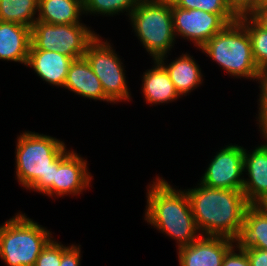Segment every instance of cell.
<instances>
[{
  "label": "cell",
  "instance_id": "6da1fadb",
  "mask_svg": "<svg viewBox=\"0 0 267 266\" xmlns=\"http://www.w3.org/2000/svg\"><path fill=\"white\" fill-rule=\"evenodd\" d=\"M151 182L146 186L144 220L175 240L177 249L190 245L201 233L194 220L186 190L174 188L160 176Z\"/></svg>",
  "mask_w": 267,
  "mask_h": 266
},
{
  "label": "cell",
  "instance_id": "7a4b0ae2",
  "mask_svg": "<svg viewBox=\"0 0 267 266\" xmlns=\"http://www.w3.org/2000/svg\"><path fill=\"white\" fill-rule=\"evenodd\" d=\"M185 190L201 235L237 238L250 205L242 190L210 188L200 182Z\"/></svg>",
  "mask_w": 267,
  "mask_h": 266
},
{
  "label": "cell",
  "instance_id": "3957f363",
  "mask_svg": "<svg viewBox=\"0 0 267 266\" xmlns=\"http://www.w3.org/2000/svg\"><path fill=\"white\" fill-rule=\"evenodd\" d=\"M66 150L65 142L56 137L29 130L20 133L14 158L20 187L52 198L55 161Z\"/></svg>",
  "mask_w": 267,
  "mask_h": 266
},
{
  "label": "cell",
  "instance_id": "277c9868",
  "mask_svg": "<svg viewBox=\"0 0 267 266\" xmlns=\"http://www.w3.org/2000/svg\"><path fill=\"white\" fill-rule=\"evenodd\" d=\"M215 61L229 76L257 81L261 70L257 67L247 29L237 20L209 39L200 49Z\"/></svg>",
  "mask_w": 267,
  "mask_h": 266
},
{
  "label": "cell",
  "instance_id": "5b68a950",
  "mask_svg": "<svg viewBox=\"0 0 267 266\" xmlns=\"http://www.w3.org/2000/svg\"><path fill=\"white\" fill-rule=\"evenodd\" d=\"M52 238L50 229L17 212L0 224V259L6 266H35Z\"/></svg>",
  "mask_w": 267,
  "mask_h": 266
},
{
  "label": "cell",
  "instance_id": "8992f818",
  "mask_svg": "<svg viewBox=\"0 0 267 266\" xmlns=\"http://www.w3.org/2000/svg\"><path fill=\"white\" fill-rule=\"evenodd\" d=\"M128 20L152 60L166 56L176 44L170 0H140Z\"/></svg>",
  "mask_w": 267,
  "mask_h": 266
},
{
  "label": "cell",
  "instance_id": "52a82bcc",
  "mask_svg": "<svg viewBox=\"0 0 267 266\" xmlns=\"http://www.w3.org/2000/svg\"><path fill=\"white\" fill-rule=\"evenodd\" d=\"M99 34L87 46L85 57L92 67L94 74L102 84L105 96L112 102L131 101V91L126 80V70L120 55L115 51L113 43L103 40Z\"/></svg>",
  "mask_w": 267,
  "mask_h": 266
},
{
  "label": "cell",
  "instance_id": "ba28073f",
  "mask_svg": "<svg viewBox=\"0 0 267 266\" xmlns=\"http://www.w3.org/2000/svg\"><path fill=\"white\" fill-rule=\"evenodd\" d=\"M84 23L48 24L36 21L31 28V45L38 50L59 52L73 59L83 57L97 33Z\"/></svg>",
  "mask_w": 267,
  "mask_h": 266
},
{
  "label": "cell",
  "instance_id": "9c48e42d",
  "mask_svg": "<svg viewBox=\"0 0 267 266\" xmlns=\"http://www.w3.org/2000/svg\"><path fill=\"white\" fill-rule=\"evenodd\" d=\"M172 22L179 36L200 49L209 39L238 18L234 14H212L200 9H182L171 2Z\"/></svg>",
  "mask_w": 267,
  "mask_h": 266
},
{
  "label": "cell",
  "instance_id": "30bf717a",
  "mask_svg": "<svg viewBox=\"0 0 267 266\" xmlns=\"http://www.w3.org/2000/svg\"><path fill=\"white\" fill-rule=\"evenodd\" d=\"M209 161L200 183L210 188L242 190L244 182V147L228 144Z\"/></svg>",
  "mask_w": 267,
  "mask_h": 266
},
{
  "label": "cell",
  "instance_id": "8fae6325",
  "mask_svg": "<svg viewBox=\"0 0 267 266\" xmlns=\"http://www.w3.org/2000/svg\"><path fill=\"white\" fill-rule=\"evenodd\" d=\"M85 159L75 150H66L55 161V175L53 180V197L78 196L86 192L91 186V172Z\"/></svg>",
  "mask_w": 267,
  "mask_h": 266
},
{
  "label": "cell",
  "instance_id": "7c38bea8",
  "mask_svg": "<svg viewBox=\"0 0 267 266\" xmlns=\"http://www.w3.org/2000/svg\"><path fill=\"white\" fill-rule=\"evenodd\" d=\"M261 137L264 143L253 151L244 148L243 170L248 177H244L242 191L250 205H261L267 199V133Z\"/></svg>",
  "mask_w": 267,
  "mask_h": 266
},
{
  "label": "cell",
  "instance_id": "4fadbf2b",
  "mask_svg": "<svg viewBox=\"0 0 267 266\" xmlns=\"http://www.w3.org/2000/svg\"><path fill=\"white\" fill-rule=\"evenodd\" d=\"M235 245V240L201 235L188 246L177 250L179 266H222L224 256Z\"/></svg>",
  "mask_w": 267,
  "mask_h": 266
},
{
  "label": "cell",
  "instance_id": "5bb4252c",
  "mask_svg": "<svg viewBox=\"0 0 267 266\" xmlns=\"http://www.w3.org/2000/svg\"><path fill=\"white\" fill-rule=\"evenodd\" d=\"M73 60L59 52L38 50L31 45L26 68H32L34 73L47 84L63 88Z\"/></svg>",
  "mask_w": 267,
  "mask_h": 266
},
{
  "label": "cell",
  "instance_id": "9a60e30c",
  "mask_svg": "<svg viewBox=\"0 0 267 266\" xmlns=\"http://www.w3.org/2000/svg\"><path fill=\"white\" fill-rule=\"evenodd\" d=\"M65 89L85 99L112 103L105 96L102 84L85 56L76 58L71 63L64 84Z\"/></svg>",
  "mask_w": 267,
  "mask_h": 266
},
{
  "label": "cell",
  "instance_id": "2e32d148",
  "mask_svg": "<svg viewBox=\"0 0 267 266\" xmlns=\"http://www.w3.org/2000/svg\"><path fill=\"white\" fill-rule=\"evenodd\" d=\"M169 55L161 57L158 61L165 67L176 91L181 98L189 95L193 90L202 86L203 73L196 59L190 53H182L179 57H175L169 64ZM168 60V61H167Z\"/></svg>",
  "mask_w": 267,
  "mask_h": 266
},
{
  "label": "cell",
  "instance_id": "e0dca14e",
  "mask_svg": "<svg viewBox=\"0 0 267 266\" xmlns=\"http://www.w3.org/2000/svg\"><path fill=\"white\" fill-rule=\"evenodd\" d=\"M152 62H154L153 67L145 70L141 79V93L146 104L157 106L175 102L181 96L176 91L168 72L158 60Z\"/></svg>",
  "mask_w": 267,
  "mask_h": 266
},
{
  "label": "cell",
  "instance_id": "ac0fdd59",
  "mask_svg": "<svg viewBox=\"0 0 267 266\" xmlns=\"http://www.w3.org/2000/svg\"><path fill=\"white\" fill-rule=\"evenodd\" d=\"M31 46V28L0 21V60L26 66Z\"/></svg>",
  "mask_w": 267,
  "mask_h": 266
},
{
  "label": "cell",
  "instance_id": "d6986e66",
  "mask_svg": "<svg viewBox=\"0 0 267 266\" xmlns=\"http://www.w3.org/2000/svg\"><path fill=\"white\" fill-rule=\"evenodd\" d=\"M235 246L241 250L267 249V211L262 205H249L246 209Z\"/></svg>",
  "mask_w": 267,
  "mask_h": 266
},
{
  "label": "cell",
  "instance_id": "ffe728a7",
  "mask_svg": "<svg viewBox=\"0 0 267 266\" xmlns=\"http://www.w3.org/2000/svg\"><path fill=\"white\" fill-rule=\"evenodd\" d=\"M83 0H39L37 21L48 24L82 23Z\"/></svg>",
  "mask_w": 267,
  "mask_h": 266
},
{
  "label": "cell",
  "instance_id": "44dd1931",
  "mask_svg": "<svg viewBox=\"0 0 267 266\" xmlns=\"http://www.w3.org/2000/svg\"><path fill=\"white\" fill-rule=\"evenodd\" d=\"M39 0H0V21L32 28L37 21Z\"/></svg>",
  "mask_w": 267,
  "mask_h": 266
},
{
  "label": "cell",
  "instance_id": "7402d4cb",
  "mask_svg": "<svg viewBox=\"0 0 267 266\" xmlns=\"http://www.w3.org/2000/svg\"><path fill=\"white\" fill-rule=\"evenodd\" d=\"M238 21L247 29L251 44L252 54L260 70L267 69V30L262 28L251 16H243Z\"/></svg>",
  "mask_w": 267,
  "mask_h": 266
},
{
  "label": "cell",
  "instance_id": "603a6c76",
  "mask_svg": "<svg viewBox=\"0 0 267 266\" xmlns=\"http://www.w3.org/2000/svg\"><path fill=\"white\" fill-rule=\"evenodd\" d=\"M140 0H83L84 15L114 17L126 12L128 18ZM99 14V15H98Z\"/></svg>",
  "mask_w": 267,
  "mask_h": 266
},
{
  "label": "cell",
  "instance_id": "cb8c5ba5",
  "mask_svg": "<svg viewBox=\"0 0 267 266\" xmlns=\"http://www.w3.org/2000/svg\"><path fill=\"white\" fill-rule=\"evenodd\" d=\"M175 6L188 10L200 9L212 14H233L226 0H170Z\"/></svg>",
  "mask_w": 267,
  "mask_h": 266
},
{
  "label": "cell",
  "instance_id": "d4e9b609",
  "mask_svg": "<svg viewBox=\"0 0 267 266\" xmlns=\"http://www.w3.org/2000/svg\"><path fill=\"white\" fill-rule=\"evenodd\" d=\"M69 246L62 244L53 237L42 249L35 266H60L62 254Z\"/></svg>",
  "mask_w": 267,
  "mask_h": 266
},
{
  "label": "cell",
  "instance_id": "484cf974",
  "mask_svg": "<svg viewBox=\"0 0 267 266\" xmlns=\"http://www.w3.org/2000/svg\"><path fill=\"white\" fill-rule=\"evenodd\" d=\"M257 83L260 84L259 87V99L258 101V114L256 121H257V126H259L260 134H265L267 133V69L261 70L259 79L257 80Z\"/></svg>",
  "mask_w": 267,
  "mask_h": 266
},
{
  "label": "cell",
  "instance_id": "4316f807",
  "mask_svg": "<svg viewBox=\"0 0 267 266\" xmlns=\"http://www.w3.org/2000/svg\"><path fill=\"white\" fill-rule=\"evenodd\" d=\"M226 2L237 18L250 16L260 4V0H226Z\"/></svg>",
  "mask_w": 267,
  "mask_h": 266
},
{
  "label": "cell",
  "instance_id": "83f0119b",
  "mask_svg": "<svg viewBox=\"0 0 267 266\" xmlns=\"http://www.w3.org/2000/svg\"><path fill=\"white\" fill-rule=\"evenodd\" d=\"M222 266H250V261L247 253L234 245L224 256Z\"/></svg>",
  "mask_w": 267,
  "mask_h": 266
},
{
  "label": "cell",
  "instance_id": "f1b7e54d",
  "mask_svg": "<svg viewBox=\"0 0 267 266\" xmlns=\"http://www.w3.org/2000/svg\"><path fill=\"white\" fill-rule=\"evenodd\" d=\"M81 245L71 244L62 254L60 266H81Z\"/></svg>",
  "mask_w": 267,
  "mask_h": 266
},
{
  "label": "cell",
  "instance_id": "f546056e",
  "mask_svg": "<svg viewBox=\"0 0 267 266\" xmlns=\"http://www.w3.org/2000/svg\"><path fill=\"white\" fill-rule=\"evenodd\" d=\"M250 261V266H267V249L249 248L244 250Z\"/></svg>",
  "mask_w": 267,
  "mask_h": 266
},
{
  "label": "cell",
  "instance_id": "4dcf8cb0",
  "mask_svg": "<svg viewBox=\"0 0 267 266\" xmlns=\"http://www.w3.org/2000/svg\"><path fill=\"white\" fill-rule=\"evenodd\" d=\"M262 28L267 30V6H258L250 15Z\"/></svg>",
  "mask_w": 267,
  "mask_h": 266
},
{
  "label": "cell",
  "instance_id": "1f68e13d",
  "mask_svg": "<svg viewBox=\"0 0 267 266\" xmlns=\"http://www.w3.org/2000/svg\"><path fill=\"white\" fill-rule=\"evenodd\" d=\"M259 6H267V0H260Z\"/></svg>",
  "mask_w": 267,
  "mask_h": 266
},
{
  "label": "cell",
  "instance_id": "d6a6232c",
  "mask_svg": "<svg viewBox=\"0 0 267 266\" xmlns=\"http://www.w3.org/2000/svg\"><path fill=\"white\" fill-rule=\"evenodd\" d=\"M267 211V199L261 204Z\"/></svg>",
  "mask_w": 267,
  "mask_h": 266
}]
</instances>
